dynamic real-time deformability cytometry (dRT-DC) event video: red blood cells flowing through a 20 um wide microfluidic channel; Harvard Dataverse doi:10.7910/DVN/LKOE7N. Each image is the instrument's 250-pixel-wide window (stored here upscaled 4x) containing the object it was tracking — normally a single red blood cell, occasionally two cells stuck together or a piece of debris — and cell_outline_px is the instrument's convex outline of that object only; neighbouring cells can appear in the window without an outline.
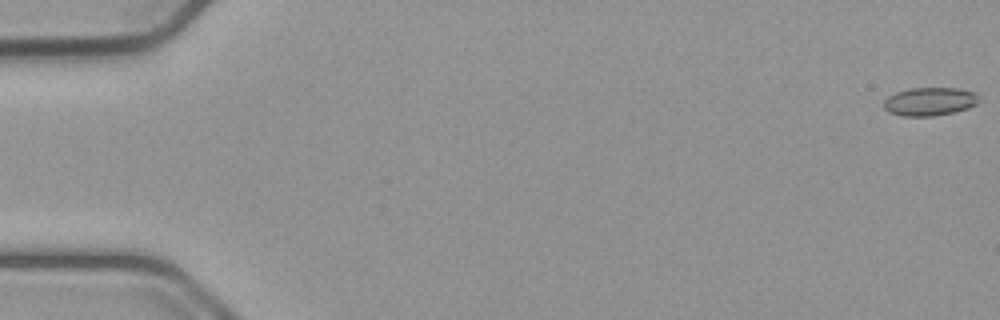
{"species": "common noctule bat (a hibernating species)", "species_latin": "Nyctalus noctula", "temperature_condition": "cold", "stored_images_in_passage": 55, "camera_frame_rate_fps": 3000, "um_per_image_px": 0.085, "animal": {"sex": "male", "body_mass_g": 23.1, "forearm_length_mm": 52.7}, "frame": {"image": 1, "passage_image": 1, "time_ms": 0.0, "image_size_px": [1000, 320], "cell_outline_px": [[980, 100], [976, 104], [968, 108], [956, 112], [932, 116], [900, 116], [888, 112], [884, 108], [884, 100], [888, 96], [896, 92], [908, 88], [960, 88], [976, 92], [980, 96]], "centroid_in_image_um": [79.05, 8.62], "position_along_channel_um": 6.0, "area_um2": 16.01}}
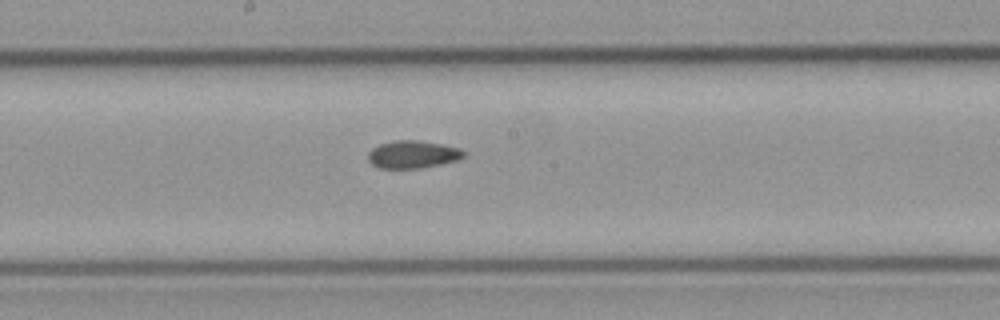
{"frame": {"image": 2, "passage_image": 30, "time_ms": 9.667, "image_size_px": [1000, 320], "cell_outline_px": [[464, 156], [456, 160], [440, 164], [420, 168], [380, 168], [372, 164], [368, 160], [368, 152], [372, 148], [380, 144], [392, 140], [420, 140], [460, 148], [464, 152]], "centroid_in_image_um": [35.05, 13.12], "position_along_channel_um": 213.2, "area_um2": 15.32}}
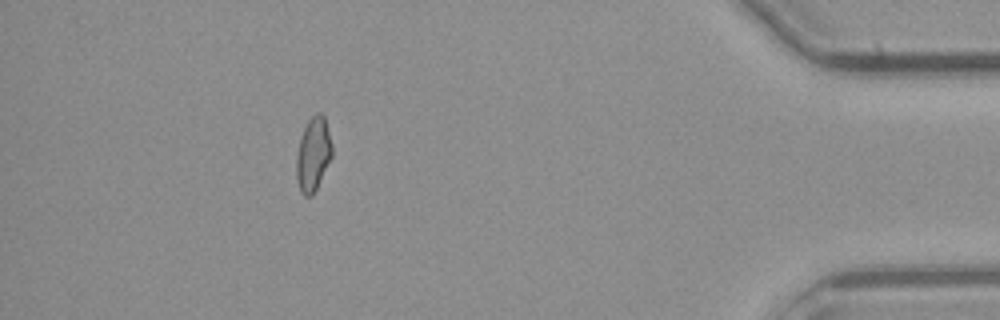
{"frame": {"image": 3, "passage_image": 50, "time_ms": 16.333, "image_size_px": [1000, 320], "cell_outline_px": [[332, 156], [312, 196], [304, 196], [300, 192], [296, 180], [296, 156], [300, 136], [308, 120], [316, 112], [320, 112], [324, 116], [332, 144]], "centroid_in_image_um": [26.6, 13.11], "position_along_channel_um": 408.6, "area_um2": 15.37}, "authors_computed_cell_mechanics": {"area_um2": 15.4904, "velocity_mm_per_s": 3.7806, "shape_relaxation_time_tau1_ms": null, "shape_relaxation_time_tau2_ms": 2.8087, "deformation_change_tau1": null, "deformation_change_tau2": 0.0896}}